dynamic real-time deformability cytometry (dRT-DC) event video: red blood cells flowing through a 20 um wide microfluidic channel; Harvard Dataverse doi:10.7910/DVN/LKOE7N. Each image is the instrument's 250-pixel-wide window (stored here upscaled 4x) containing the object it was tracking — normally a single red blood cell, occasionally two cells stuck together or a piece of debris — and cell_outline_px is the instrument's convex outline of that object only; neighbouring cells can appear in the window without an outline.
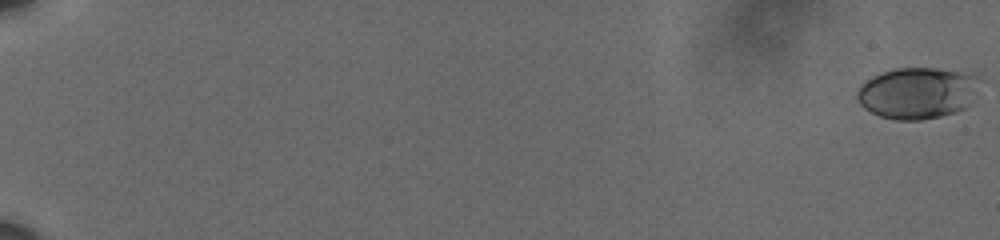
{"species": "human", "species_latin": "Homo sapiens", "temperature_condition": "cold", "stored_images_in_passage": 42, "camera_frame_rate_fps": 3000, "um_per_image_px": 0.085, "donor": {"sex": "male"}, "frame": {"image": 1, "passage_image": 1, "time_ms": 0.0, "image_size_px": [1000, 240], "cell_outline_px": [[980, 76], [972, 104], [956, 112], [940, 116], [920, 120], [896, 120], [880, 116], [864, 108], [860, 104], [856, 96], [856, 92], [872, 76], [896, 68], [936, 68], [972, 72]], "centroid_in_image_um": [78.04, 7.9], "position_along_channel_um": 7.0, "area_um2": 36.93}}
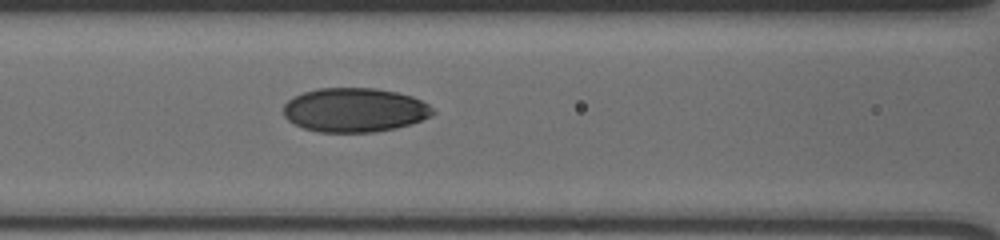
{"frame": {"image": 2, "passage_image": 24, "time_ms": 7.667, "image_size_px": [1000, 240], "cell_outline_px": [[436, 112], [432, 116], [396, 128], [372, 132], [320, 132], [304, 128], [288, 120], [284, 116], [284, 104], [288, 100], [304, 92], [316, 88], [376, 88], [396, 92], [412, 96], [428, 104]], "centroid_in_image_um": [30.15, 9.34], "position_along_channel_um": 136.5, "area_um2": 38.26}}
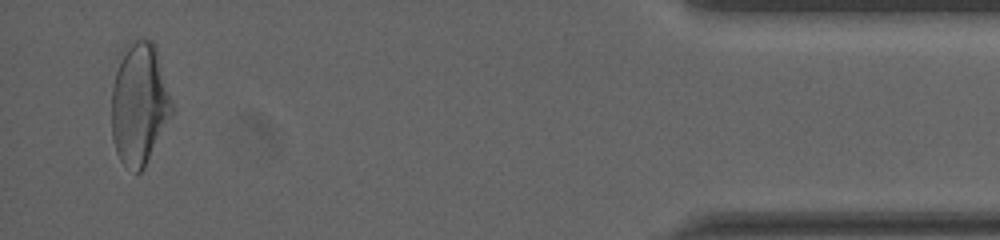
{"frame": {"image": 3, "passage_image": 42, "time_ms": 13.667, "image_size_px": [1000, 240], "cell_outline_px": [[172, 112], [144, 168], [140, 172], [136, 172], [124, 164], [120, 160], [116, 152], [112, 140], [112, 88], [116, 72], [124, 44], [128, 40], [152, 40], [156, 44], [172, 100]], "centroid_in_image_um": [11.83, 8.77], "position_along_channel_um": 423.4, "area_um2": 42.83}, "authors_computed_cell_mechanics": {"area_um2": 37.4544, "velocity_mm_per_s": 3.6206, "shape_relaxation_time_tau1_ms": 6.0493, "shape_relaxation_time_tau2_ms": 1.1064, "deformation_change_tau1": 0.1969, "deformation_change_tau2": 0.0466}}